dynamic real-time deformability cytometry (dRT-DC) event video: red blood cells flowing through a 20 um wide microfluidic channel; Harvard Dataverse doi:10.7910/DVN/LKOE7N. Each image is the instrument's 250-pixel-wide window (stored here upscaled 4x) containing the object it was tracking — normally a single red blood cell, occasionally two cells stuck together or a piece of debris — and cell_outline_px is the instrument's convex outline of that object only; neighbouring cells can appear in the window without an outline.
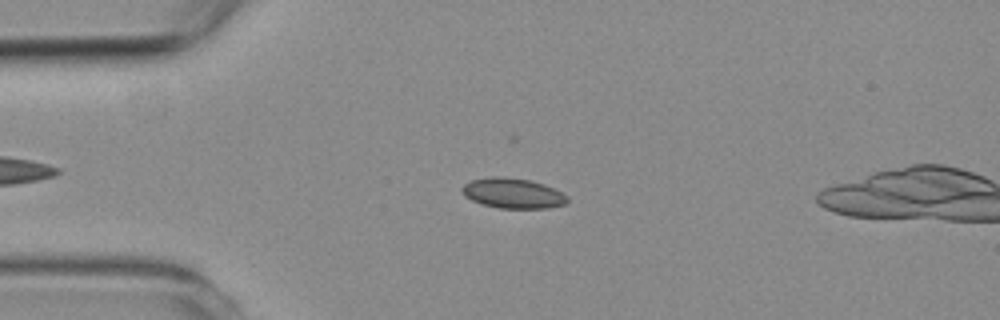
{"species": "common noctule bat (a hibernating species)", "species_latin": "Nyctalus noctula", "temperature_condition": "room temperature", "stored_images_in_passage": 54, "camera_frame_rate_fps": 3000, "um_per_image_px": 0.085, "animal": {"sex": "female", "body_mass_g": 19.3, "forearm_length_mm": 54.1}, "frame": {"image": 1, "passage_image": 12, "time_ms": 3.667, "image_size_px": [1000, 320], "cell_outline_px": [[568, 204], [548, 208], [500, 208], [480, 204], [464, 196], [460, 188], [464, 184], [472, 180], [492, 176], [500, 176], [532, 180], [544, 184], [568, 196]], "centroid_in_image_um": [43.59, 16.43], "position_along_channel_um": 41.4, "area_um2": 18.67}}
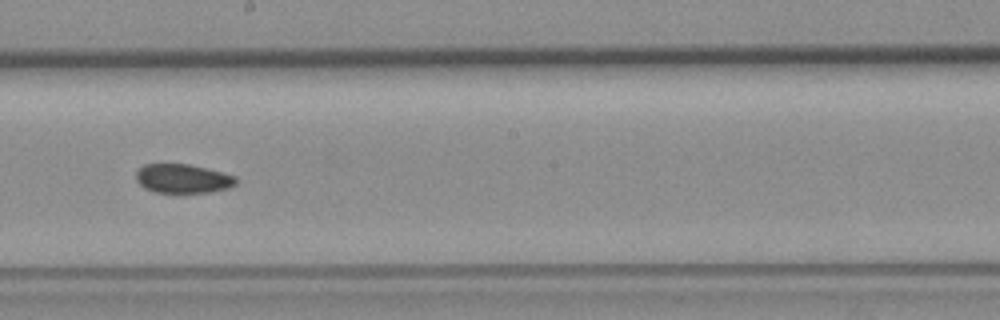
{"frame": {"image": 2, "passage_image": 29, "time_ms": 9.333, "image_size_px": [1000, 320], "cell_outline_px": [[236, 184], [228, 188], [208, 192], [184, 196], [156, 192], [144, 188], [136, 180], [136, 172], [144, 164], [188, 164], [224, 172], [236, 176]], "centroid_in_image_um": [15.54, 15.22], "position_along_channel_um": 232.7, "area_um2": 17.57}}
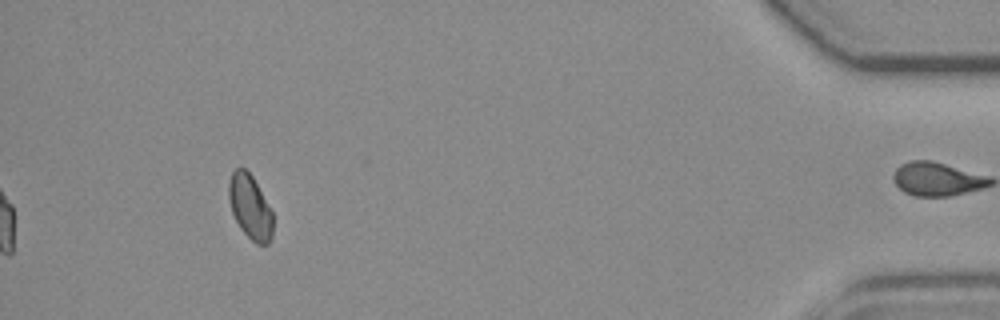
{"frame": {"image": 3, "passage_image": 49, "time_ms": 16.0, "image_size_px": [1000, 320], "cell_outline_px": [[272, 236], [268, 244], [256, 244], [240, 228], [232, 212], [228, 196], [228, 180], [232, 172], [236, 168], [244, 168], [252, 176], [272, 212]], "centroid_in_image_um": [21.24, 17.58], "position_along_channel_um": 414.0, "area_um2": 16.3}}